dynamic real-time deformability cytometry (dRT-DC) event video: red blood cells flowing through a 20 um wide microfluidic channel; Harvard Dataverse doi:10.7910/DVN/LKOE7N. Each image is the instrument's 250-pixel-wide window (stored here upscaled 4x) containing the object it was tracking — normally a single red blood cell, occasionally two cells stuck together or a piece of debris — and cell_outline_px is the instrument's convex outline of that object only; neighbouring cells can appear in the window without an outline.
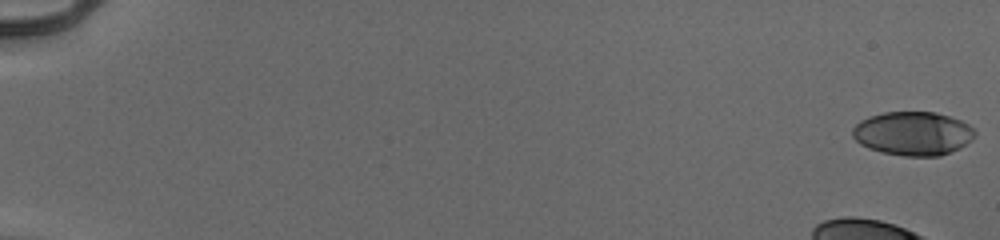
{"species": "human", "species_latin": "Homo sapiens", "temperature_condition": "cold", "stored_images_in_passage": 54, "camera_frame_rate_fps": 3000, "um_per_image_px": 0.085, "donor": {"sex": "male"}, "frame": {"image": 1, "passage_image": 1, "time_ms": 0.0, "image_size_px": [1000, 240], "cell_outline_px": [[976, 136], [972, 140], [960, 148], [940, 156], [904, 156], [880, 152], [868, 148], [860, 144], [852, 136], [852, 128], [860, 120], [868, 116], [884, 112], [936, 112], [960, 120], [968, 124], [976, 132]], "centroid_in_image_um": [77.59, 11.35], "position_along_channel_um": 7.4, "area_um2": 31.44}}